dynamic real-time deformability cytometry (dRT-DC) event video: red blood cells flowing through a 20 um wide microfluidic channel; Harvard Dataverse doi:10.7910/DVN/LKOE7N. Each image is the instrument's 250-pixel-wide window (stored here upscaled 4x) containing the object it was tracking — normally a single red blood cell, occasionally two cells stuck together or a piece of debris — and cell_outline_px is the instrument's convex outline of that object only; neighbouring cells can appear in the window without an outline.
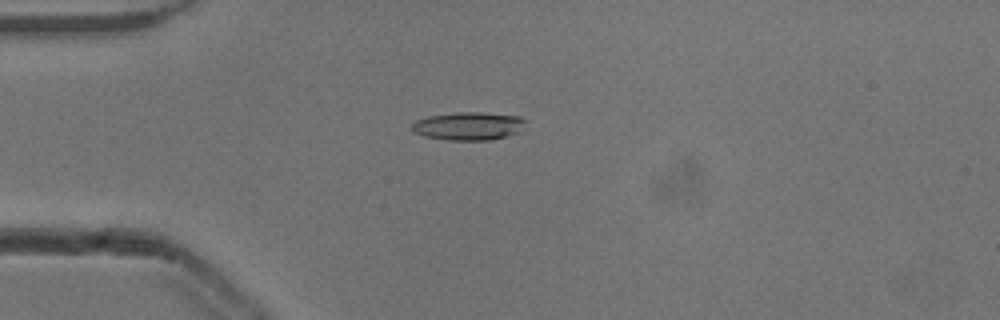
{"species": "common noctule bat (a hibernating species)", "species_latin": "Nyctalus noctula", "temperature_condition": "cold", "stored_images_in_passage": 41, "camera_frame_rate_fps": 3000, "um_per_image_px": 0.085, "animal": {"sex": "male", "body_mass_g": 13.3}, "frame": {"image": 1, "passage_image": 2, "time_ms": 0.333, "image_size_px": [1000, 320], "cell_outline_px": [[524, 120], [516, 132], [508, 136], [488, 140], [448, 140], [424, 136], [416, 132], [412, 128], [412, 124], [416, 120], [428, 116], [456, 112], [480, 112], [520, 116]], "centroid_in_image_um": [39.77, 10.71], "position_along_channel_um": 45.2, "area_um2": 18.26}}
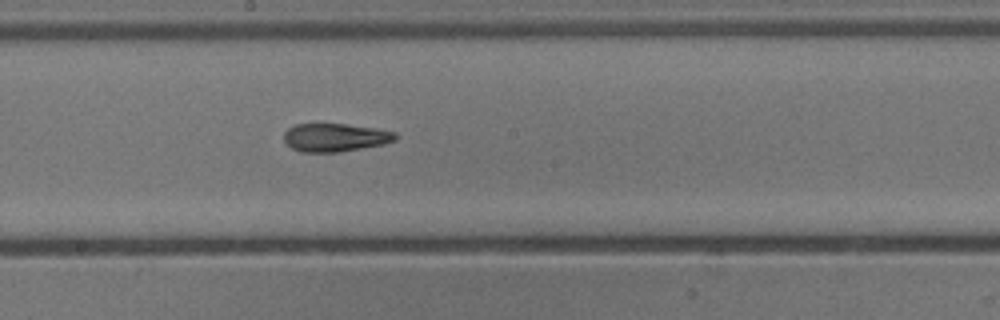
{"frame": {"image": 2, "passage_image": 17, "time_ms": 5.333, "image_size_px": [1000, 320], "cell_outline_px": [[396, 140], [384, 144], [340, 152], [300, 152], [292, 148], [284, 140], [284, 132], [288, 128], [296, 124], [348, 124], [376, 128], [396, 132]], "centroid_in_image_um": [28.49, 11.68], "position_along_channel_um": 219.7, "area_um2": 18.38}}
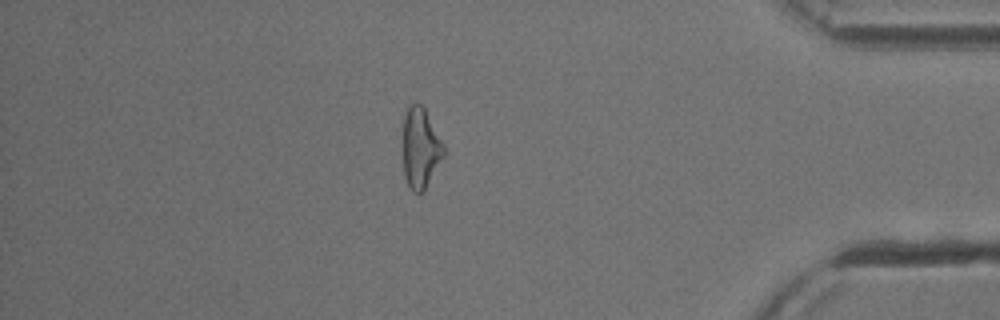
{"frame": {"image": 3, "passage_image": 34, "time_ms": 11.0, "image_size_px": [1000, 320], "cell_outline_px": [[444, 156], [424, 192], [412, 192], [404, 176], [404, 116], [408, 104], [420, 104], [424, 108], [444, 144]], "centroid_in_image_um": [35.75, 12.6], "position_along_channel_um": 399.4, "area_um2": 18.96}, "authors_computed_cell_mechanics": {"area_um2": 18.785, "velocity_mm_per_s": 3.8661, "shape_relaxation_time_tau1_ms": 5.8652, "shape_relaxation_time_tau2_ms": 4.244, "deformation_change_tau1": 0.1576, "deformation_change_tau2": 0.1437}}